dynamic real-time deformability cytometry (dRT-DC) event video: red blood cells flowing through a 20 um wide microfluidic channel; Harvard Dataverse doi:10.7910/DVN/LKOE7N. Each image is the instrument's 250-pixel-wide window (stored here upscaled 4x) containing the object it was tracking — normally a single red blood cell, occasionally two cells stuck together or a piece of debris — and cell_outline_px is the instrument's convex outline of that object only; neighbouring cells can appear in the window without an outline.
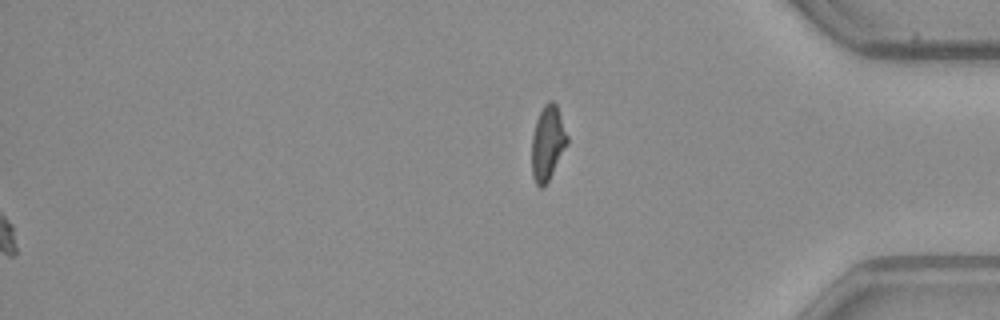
{"species": "common noctule bat (a hibernating species)", "species_latin": "Nyctalus noctula", "temperature_condition": "warm", "stored_images_in_passage": 51, "segment_of_instrument_passage": [2, 2], "camera_frame_rate_fps": 3000, "um_per_image_px": 0.085, "animal": {"sex": "male", "body_mass_g": 23.1, "forearm_length_mm": 52.7}, "frame": {"image": 1, "passage_image": 51, "time_ms": 16.667, "image_size_px": [1000, 320], "cell_outline_px": [[568, 144], [544, 188], [540, 188], [536, 184], [532, 176], [532, 136], [536, 120], [544, 104], [548, 100], [552, 100], [556, 104], [568, 136]], "centroid_in_image_um": [46.55, 12.16], "position_along_channel_um": 388.7, "area_um2": 15.43}}